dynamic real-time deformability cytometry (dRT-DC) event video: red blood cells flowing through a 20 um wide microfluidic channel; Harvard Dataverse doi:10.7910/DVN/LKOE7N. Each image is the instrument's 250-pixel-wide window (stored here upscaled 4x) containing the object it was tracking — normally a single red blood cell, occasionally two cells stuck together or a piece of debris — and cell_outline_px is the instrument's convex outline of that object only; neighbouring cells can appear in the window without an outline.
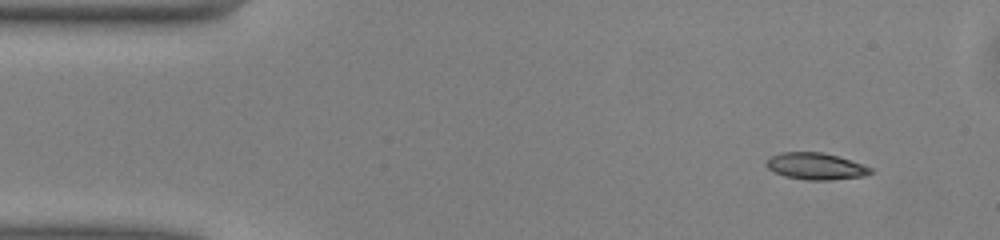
{"species": "common noctule bat (a hibernating species)", "species_latin": "Nyctalus noctula", "temperature_condition": "warm", "stored_images_in_passage": 48, "camera_frame_rate_fps": 3000, "um_per_image_px": 0.085, "animal": {"sex": "male", "body_mass_g": 13.0, "forearm_length_mm": 53.1}, "frame": {"image": 1, "passage_image": 3, "time_ms": 0.667, "image_size_px": [1000, 240], "cell_outline_px": [[872, 172], [864, 176], [828, 180], [808, 180], [784, 176], [768, 168], [764, 164], [772, 156], [780, 152], [824, 152], [840, 156], [872, 168]], "centroid_in_image_um": [69.34, 14.12], "position_along_channel_um": 15.7, "area_um2": 16.18}}
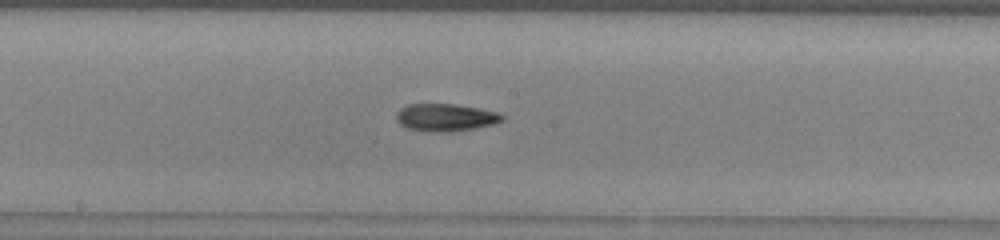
{"frame": {"image": 2, "passage_image": 24, "time_ms": 7.667, "image_size_px": [1000, 240], "cell_outline_px": [[504, 120], [496, 124], [472, 128], [440, 132], [432, 132], [408, 128], [400, 124], [396, 120], [396, 112], [400, 108], [408, 104], [456, 104], [480, 108], [496, 112], [504, 116]], "centroid_in_image_um": [37.86, 9.97], "position_along_channel_um": 210.3, "area_um2": 16.88}}
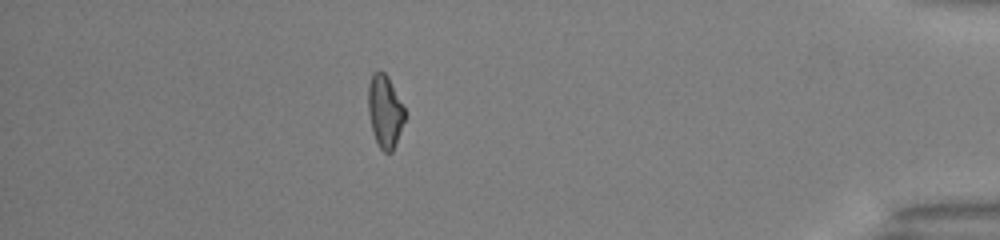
{"frame": {"image": 3, "passage_image": 42, "time_ms": 13.667, "image_size_px": [1000, 240], "cell_outline_px": [[404, 120], [392, 152], [384, 152], [380, 148], [372, 132], [368, 112], [368, 84], [372, 72], [384, 72], [388, 76], [404, 108]], "centroid_in_image_um": [32.68, 9.44], "position_along_channel_um": 402.5, "area_um2": 15.26}, "authors_computed_cell_mechanics": {"area_um2": 16.1551, "velocity_mm_per_s": 4.0848, "shape_relaxation_time_tau1_ms": 7.138, "shape_relaxation_time_tau2_ms": null, "deformation_change_tau1": 0.1793, "deformation_change_tau2": null}}